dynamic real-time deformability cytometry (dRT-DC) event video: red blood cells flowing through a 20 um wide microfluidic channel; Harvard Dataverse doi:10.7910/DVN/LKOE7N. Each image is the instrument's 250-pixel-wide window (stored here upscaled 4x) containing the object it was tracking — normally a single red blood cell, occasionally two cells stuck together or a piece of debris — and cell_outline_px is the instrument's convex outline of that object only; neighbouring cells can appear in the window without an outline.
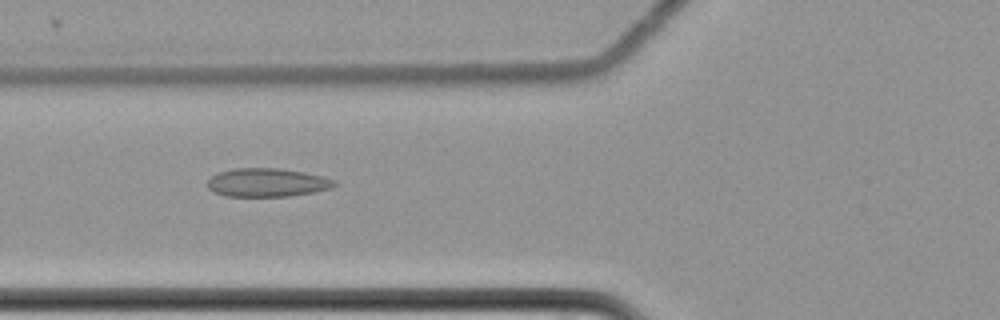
{"species": "common noctule bat (a hibernating species)", "species_latin": "Nyctalus noctula", "temperature_condition": "cold", "stored_images_in_passage": 62, "camera_frame_rate_fps": 3000, "um_per_image_px": 0.085, "animal": {"sex": "female", "body_mass_g": 22.7, "forearm_length_mm": 54.2}, "frame": {"image": 1, "passage_image": 25, "time_ms": 8.0, "image_size_px": [1000, 320], "cell_outline_px": [[336, 184], [332, 188], [312, 192], [288, 196], [224, 196], [212, 192], [208, 188], [208, 180], [212, 176], [220, 172], [232, 168], [280, 168], [304, 172], [324, 176], [336, 180]], "centroid_in_image_um": [22.7, 15.51], "position_along_channel_um": 103.1, "area_um2": 21.15}}
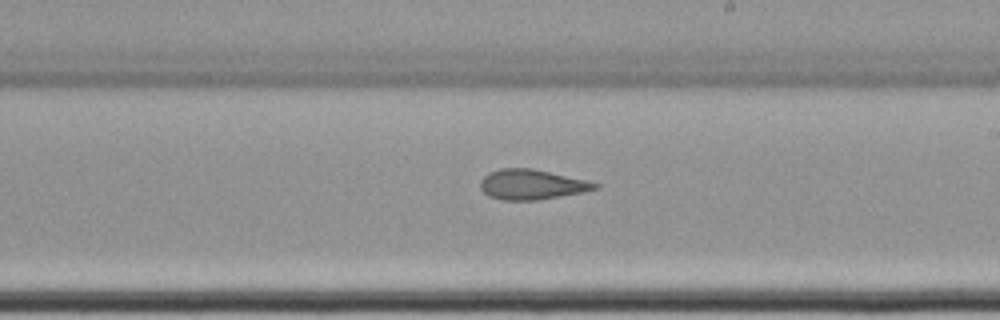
{"frame": {"image": 2, "passage_image": 37, "time_ms": 12.0, "image_size_px": [1000, 320], "cell_outline_px": [[600, 188], [584, 192], [536, 200], [500, 200], [488, 196], [480, 188], [480, 180], [488, 172], [500, 168], [532, 168], [584, 180], [600, 184]], "centroid_in_image_um": [45.16, 15.68], "position_along_channel_um": 243.8, "area_um2": 20.06}}
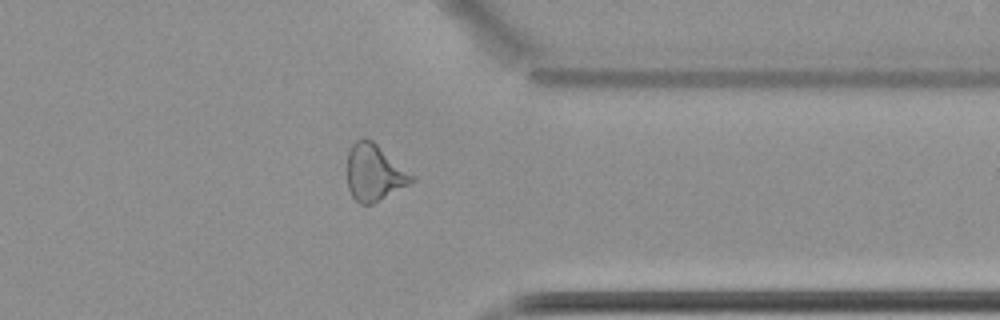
{"frame": {"image": 3, "passage_image": 49, "time_ms": 16.0, "image_size_px": [1000, 320], "cell_outline_px": [[416, 180], [372, 204], [360, 204], [352, 196], [348, 188], [348, 152], [352, 144], [356, 140], [372, 140], [416, 176]], "centroid_in_image_um": [31.83, 14.68], "position_along_channel_um": 379.6, "area_um2": 21.04}}